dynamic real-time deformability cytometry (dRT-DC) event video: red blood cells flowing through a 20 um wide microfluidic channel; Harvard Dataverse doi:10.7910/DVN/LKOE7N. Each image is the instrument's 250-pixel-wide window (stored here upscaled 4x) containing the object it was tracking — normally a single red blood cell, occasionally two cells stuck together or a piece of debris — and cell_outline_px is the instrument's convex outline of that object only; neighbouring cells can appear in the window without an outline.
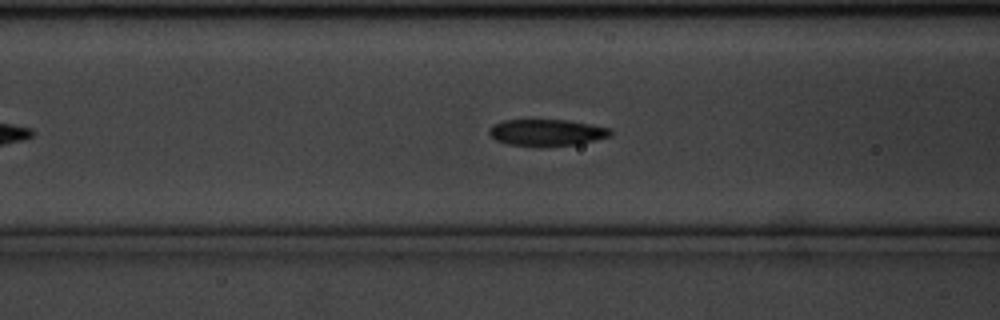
{"species": "common noctule bat (a hibernating species)", "species_latin": "Nyctalus noctula", "temperature_condition": "cold", "stored_images_in_passage": 40, "camera_frame_rate_fps": 3000, "um_per_image_px": 0.085, "animal": {"sex": "male", "body_mass_g": 20.1, "forearm_length_mm": 53.5}, "frame": {"image": 1, "passage_image": 15, "time_ms": 4.667, "image_size_px": [1000, 320], "cell_outline_px": [[612, 136], [596, 140], [576, 144], [540, 148], [508, 144], [496, 140], [488, 132], [488, 128], [492, 124], [504, 120], [568, 120], [592, 124], [612, 128]], "centroid_in_image_um": [46.48, 11.28], "position_along_channel_um": 120.1, "area_um2": 19.31}}
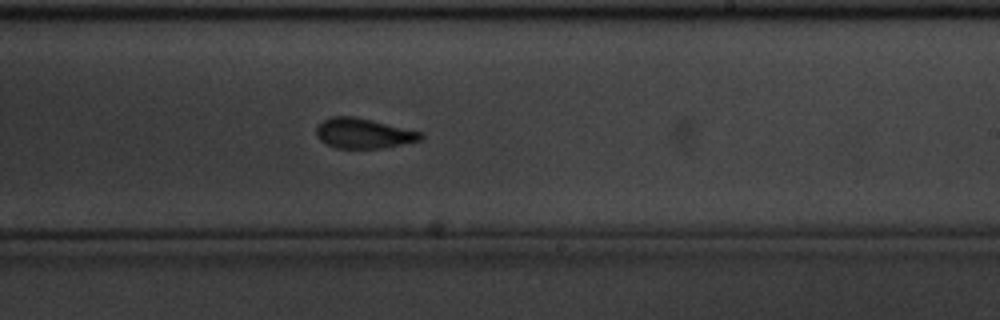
{"frame": {"image": 2, "passage_image": 27, "time_ms": 8.667, "image_size_px": [1000, 320], "cell_outline_px": [[424, 136], [420, 140], [380, 148], [336, 148], [324, 144], [316, 136], [316, 124], [332, 116], [356, 116], [424, 132]], "centroid_in_image_um": [30.86, 11.32], "position_along_channel_um": 258.1, "area_um2": 18.5}}
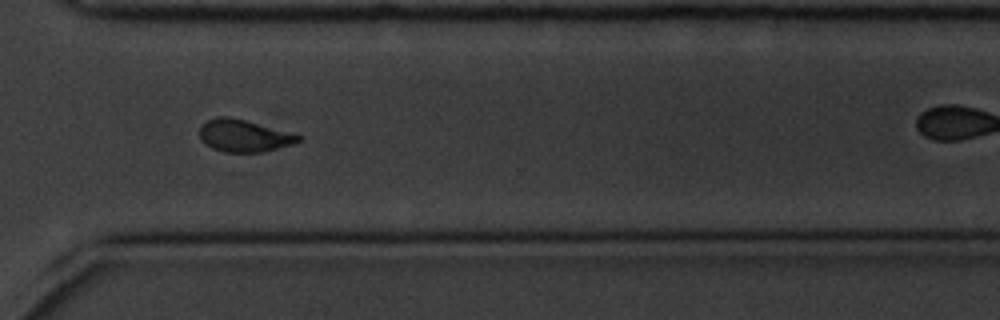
{"frame": {"image": 3, "passage_image": 35, "time_ms": 11.333, "image_size_px": [1000, 320], "cell_outline_px": [[304, 140], [292, 144], [260, 152], [224, 152], [212, 148], [200, 140], [200, 124], [208, 120], [220, 116], [228, 116], [296, 132], [304, 136]], "centroid_in_image_um": [20.8, 11.52], "position_along_channel_um": 349.8, "area_um2": 18.9}}